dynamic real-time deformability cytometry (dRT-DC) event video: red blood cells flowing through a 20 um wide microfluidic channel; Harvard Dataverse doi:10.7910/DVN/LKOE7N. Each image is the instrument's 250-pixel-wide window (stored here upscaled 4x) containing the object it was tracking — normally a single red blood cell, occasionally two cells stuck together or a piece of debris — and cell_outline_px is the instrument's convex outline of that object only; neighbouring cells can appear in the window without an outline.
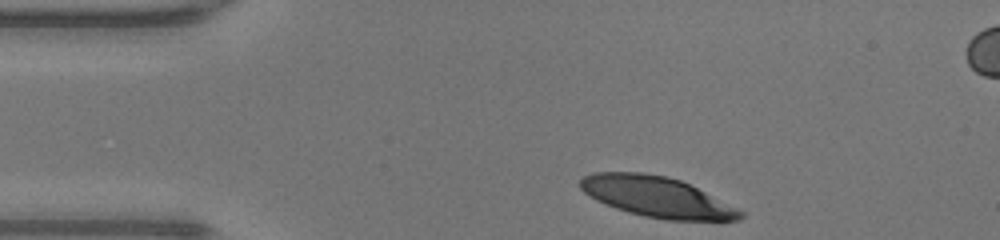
{"species": "human", "species_latin": "Homo sapiens", "temperature_condition": "warm", "stored_images_in_passage": 31, "camera_frame_rate_fps": 3000, "um_per_image_px": 0.085, "donor": {"sex": "male"}, "frame": {"image": 1, "passage_image": 1, "time_ms": 0.0, "image_size_px": [1000, 240], "cell_outline_px": [[744, 216], [740, 220], [668, 220], [644, 216], [628, 212], [604, 204], [596, 200], [584, 192], [580, 188], [580, 180], [584, 176], [592, 172], [644, 172], [668, 176], [680, 180], [744, 212]], "centroid_in_image_um": [55.78, 16.73], "position_along_channel_um": 29.2, "area_um2": 37.45}}
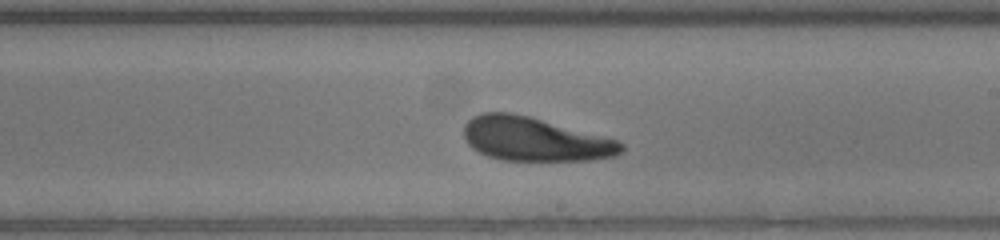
{"frame": {"image": 2, "passage_image": 20, "time_ms": 6.333, "image_size_px": [1000, 240], "cell_outline_px": [[624, 152], [616, 156], [588, 160], [504, 160], [488, 156], [472, 148], [464, 140], [464, 124], [472, 116], [480, 112], [512, 112], [528, 116], [616, 140], [624, 144]], "centroid_in_image_um": [45.41, 11.83], "position_along_channel_um": 243.6, "area_um2": 39.94}}
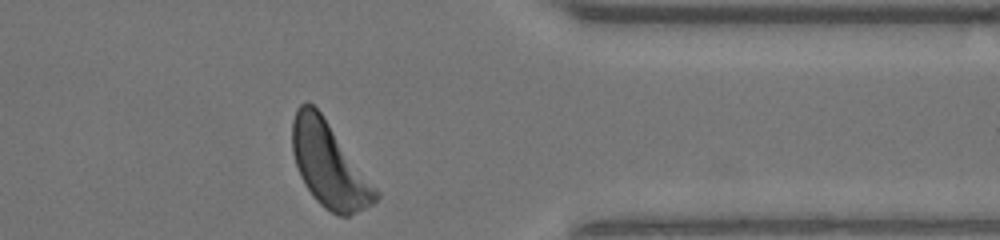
{"frame": {"image": 3, "passage_image": 31, "time_ms": 10.0, "image_size_px": [1000, 240], "cell_outline_px": [[380, 196], [372, 204], [348, 216], [336, 216], [324, 208], [312, 196], [304, 184], [300, 176], [292, 152], [292, 120], [296, 108], [304, 100], [308, 100], [320, 112], [380, 192]], "centroid_in_image_um": [27.95, 14.01], "position_along_channel_um": 383.5, "area_um2": 40.98}, "authors_computed_cell_mechanics": {"area_um2": 40.9802, "velocity_mm_per_s": 4.2436, "shape_relaxation_time_tau1_ms": 2.519, "shape_relaxation_time_tau2_ms": 9.9517, "deformation_change_tau1": 0.1464, "deformation_change_tau2": 0.2935}}